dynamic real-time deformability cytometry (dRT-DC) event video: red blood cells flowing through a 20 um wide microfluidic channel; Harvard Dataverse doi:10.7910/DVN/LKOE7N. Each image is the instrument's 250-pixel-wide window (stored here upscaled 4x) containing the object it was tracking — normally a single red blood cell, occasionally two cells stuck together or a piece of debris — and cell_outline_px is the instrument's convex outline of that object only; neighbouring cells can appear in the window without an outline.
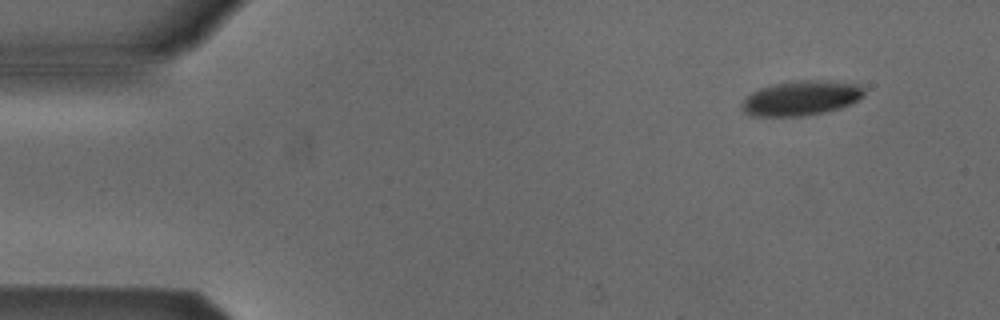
{"species": "Egyptian fruit bat (a non-hibernating species)", "species_latin": "Rousettus aegyptiacus", "temperature_condition": "cold", "stored_images_in_passage": 4, "camera_frame_rate_fps": 3000, "um_per_image_px": 0.085, "animal": {"sex": "male"}, "frame": {"image": 1, "passage_image": 2, "time_ms": 1.333, "image_size_px": [1000, 320], "cell_outline_px": [[864, 96], [852, 104], [840, 108], [824, 112], [804, 116], [748, 116], [740, 108], [740, 104], [752, 92], [760, 88], [776, 84], [800, 80], [828, 80], [860, 84], [864, 88]], "centroid_in_image_um": [68.12, 8.34], "position_along_channel_um": 16.9, "area_um2": 24.97}}
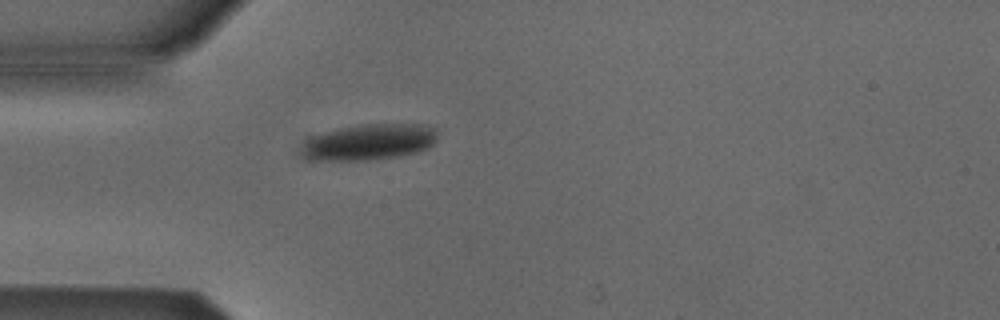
{"frame": {"image": 2, "passage_image": 4, "time_ms": 4.667, "image_size_px": [1000, 320], "cell_outline_px": [[436, 140], [428, 148], [420, 152], [400, 156], [368, 160], [308, 160], [300, 152], [304, 140], [312, 136], [324, 132], [340, 128], [364, 124], [428, 124], [436, 128]], "centroid_in_image_um": [31.38, 12.07], "position_along_channel_um": 53.6, "area_um2": 28.84}}